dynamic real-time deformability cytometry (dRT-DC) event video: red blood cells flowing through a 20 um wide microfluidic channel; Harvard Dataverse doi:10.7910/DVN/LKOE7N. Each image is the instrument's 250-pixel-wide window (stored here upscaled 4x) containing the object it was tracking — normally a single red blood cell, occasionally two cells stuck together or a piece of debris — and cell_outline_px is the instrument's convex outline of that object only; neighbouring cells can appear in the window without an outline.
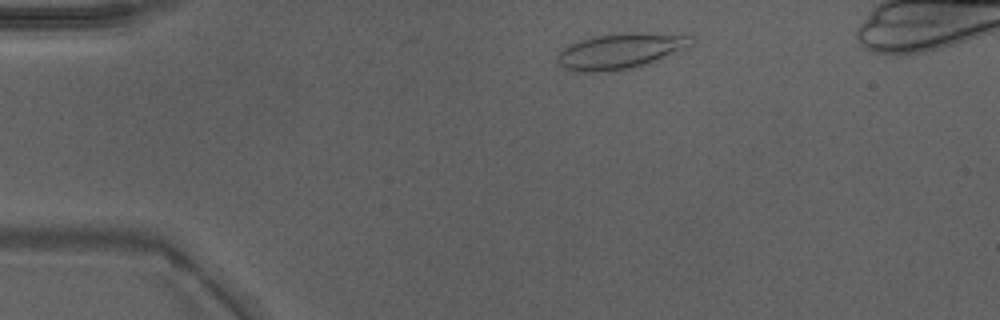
{"species": "Egyptian fruit bat (a non-hibernating species)", "species_latin": "Rousettus aegyptiacus", "temperature_condition": "warm", "stored_images_in_passage": 42, "camera_frame_rate_fps": 3000, "um_per_image_px": 0.085, "animal": {"sex": "male"}, "frame": {"image": 1, "passage_image": 5, "time_ms": 1.333, "image_size_px": [1000, 320], "cell_outline_px": [[692, 44], [652, 64], [640, 68], [600, 72], [576, 72], [560, 64], [556, 60], [556, 56], [568, 44], [592, 36], [616, 32], [640, 32], [692, 36]], "centroid_in_image_um": [52.73, 4.34], "position_along_channel_um": 32.3, "area_um2": 28.21}}
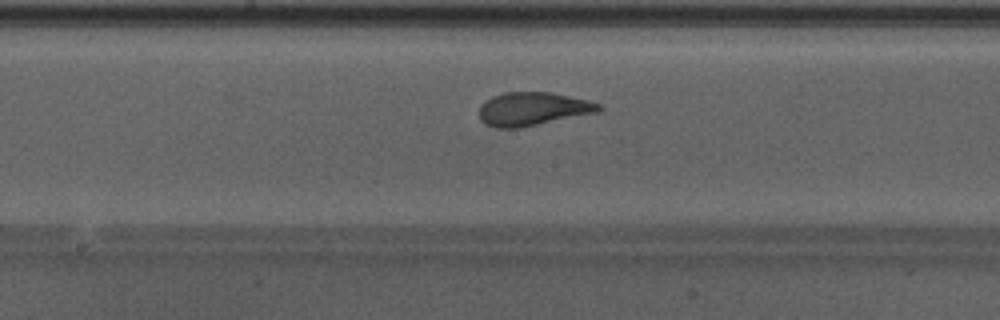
{"frame": {"image": 2, "passage_image": 21, "time_ms": 6.667, "image_size_px": [1000, 320], "cell_outline_px": [[604, 108], [596, 112], [520, 128], [496, 128], [484, 124], [480, 120], [480, 104], [484, 100], [492, 96], [504, 92], [552, 92], [588, 100], [600, 104]], "centroid_in_image_um": [45.24, 9.25], "position_along_channel_um": 203.0, "area_um2": 23.35}}
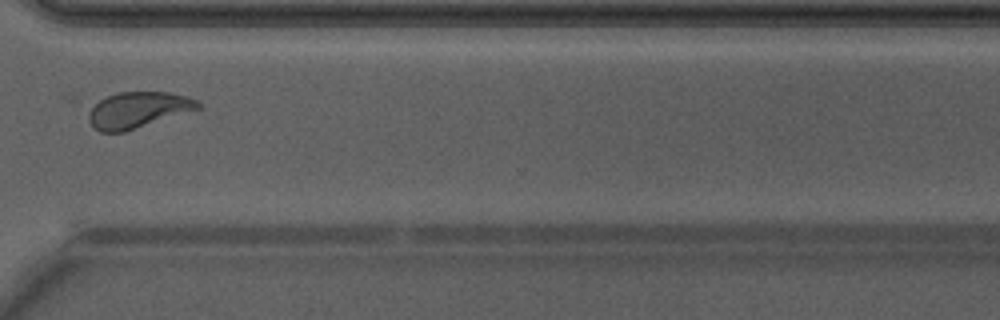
{"frame": {"image": 3, "passage_image": 32, "time_ms": 10.333, "image_size_px": [1000, 320], "cell_outline_px": [[200, 108], [124, 132], [100, 132], [88, 120], [88, 112], [92, 104], [116, 92], [168, 92], [188, 96], [196, 100], [200, 104]], "centroid_in_image_um": [11.69, 9.33], "position_along_channel_um": 358.9, "area_um2": 22.83}}